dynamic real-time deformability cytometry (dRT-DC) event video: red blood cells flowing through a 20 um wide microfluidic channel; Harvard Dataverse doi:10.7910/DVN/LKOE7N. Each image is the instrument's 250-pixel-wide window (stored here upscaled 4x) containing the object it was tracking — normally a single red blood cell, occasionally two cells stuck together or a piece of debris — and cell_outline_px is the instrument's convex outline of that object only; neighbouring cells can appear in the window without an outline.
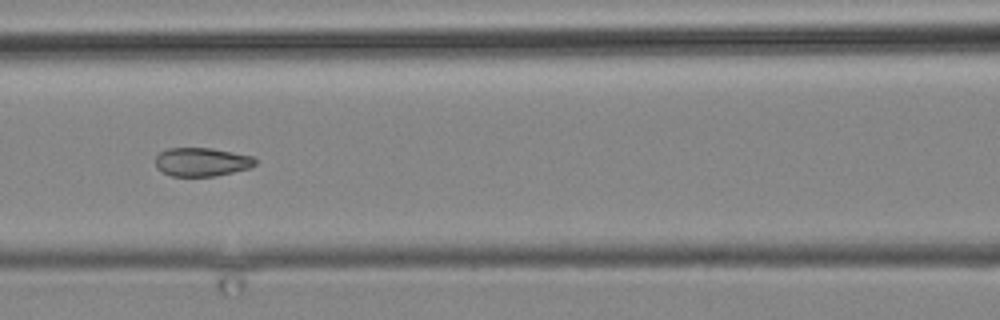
{"species": "common noctule bat (a hibernating species)", "species_latin": "Nyctalus noctula", "temperature_condition": "cold", "stored_images_in_passage": 12, "camera_frame_rate_fps": 3000, "um_per_image_px": 0.085, "animal": {"sex": "male", "body_mass_g": 19.2, "forearm_length_mm": 51.8}, "frame": {"image": 1, "passage_image": 9, "time_ms": 10.333, "image_size_px": [1000, 320], "cell_outline_px": [[256, 164], [248, 168], [216, 176], [172, 176], [156, 168], [156, 156], [160, 152], [168, 148], [212, 148], [252, 156], [256, 160]], "centroid_in_image_um": [17.13, 13.76], "position_along_channel_um": 149.5, "area_um2": 16.53}}
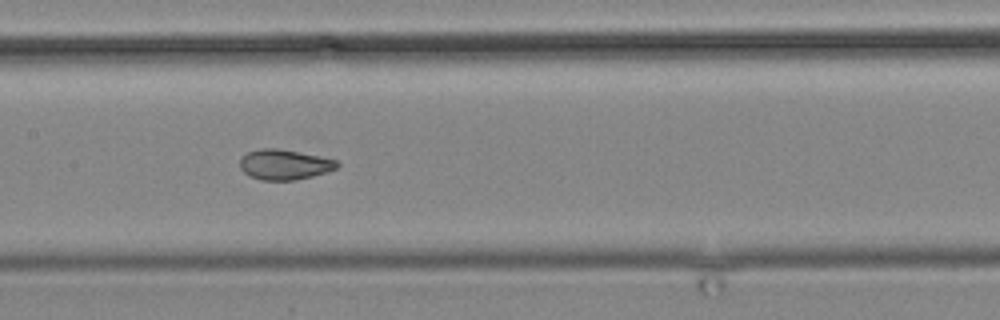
{"frame": {"image": 2, "passage_image": 10, "time_ms": 11.333, "image_size_px": [1000, 320], "cell_outline_px": [[340, 164], [336, 168], [312, 176], [292, 180], [260, 180], [244, 172], [240, 168], [240, 156], [248, 152], [260, 148], [276, 148], [336, 160]], "centroid_in_image_um": [24.11, 13.98], "position_along_channel_um": 183.3, "area_um2": 16.76}}
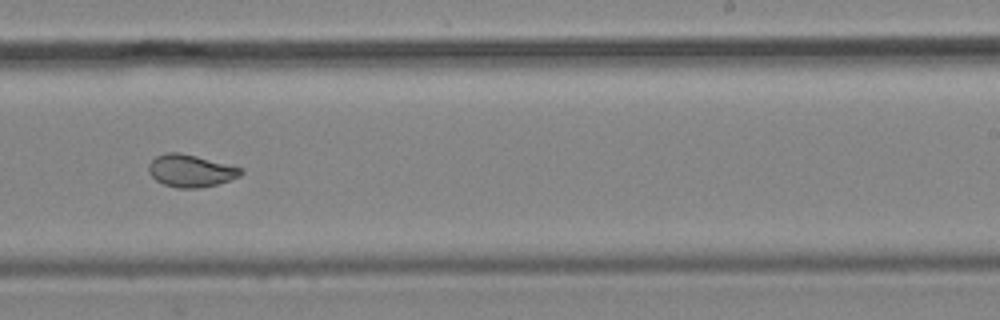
{"frame": {"image": 3, "passage_image": 12, "time_ms": 14.0, "image_size_px": [1000, 320], "cell_outline_px": [[244, 172], [240, 176], [216, 184], [200, 188], [176, 188], [164, 184], [156, 180], [148, 172], [148, 164], [156, 156], [168, 152], [180, 152], [244, 168]], "centroid_in_image_um": [16.21, 14.51], "position_along_channel_um": 272.8, "area_um2": 17.4}}